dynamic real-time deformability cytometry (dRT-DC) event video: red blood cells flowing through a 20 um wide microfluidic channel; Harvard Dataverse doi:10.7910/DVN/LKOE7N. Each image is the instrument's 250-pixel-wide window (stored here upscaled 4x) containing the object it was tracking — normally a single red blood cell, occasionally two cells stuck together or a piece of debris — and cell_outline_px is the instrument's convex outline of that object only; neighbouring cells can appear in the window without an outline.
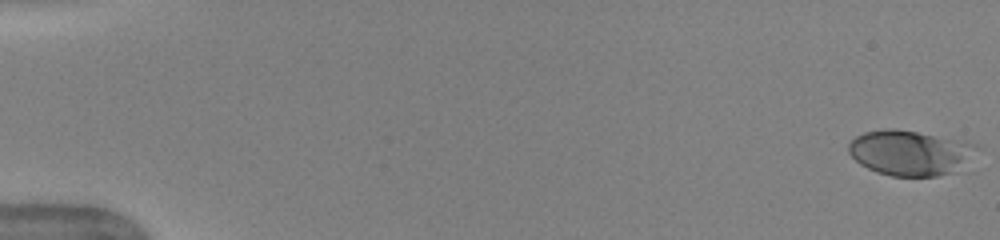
{"species": "human", "species_latin": "Homo sapiens", "temperature_condition": "warm", "stored_images_in_passage": 52, "camera_frame_rate_fps": 3000, "um_per_image_px": 0.085, "donor": {"sex": "female"}, "frame": {"image": 1, "passage_image": 1, "time_ms": 0.0, "image_size_px": [1000, 240], "cell_outline_px": [[984, 148], [964, 168], [952, 172], [936, 176], [892, 176], [876, 172], [860, 164], [848, 152], [848, 144], [856, 136], [864, 132], [884, 128], [896, 128], [964, 140], [980, 144]], "centroid_in_image_um": [77.48, 12.97], "position_along_channel_um": 7.5, "area_um2": 34.68}}
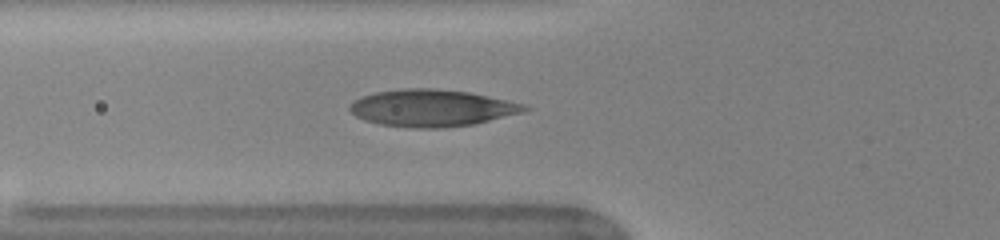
{"frame": {"image": 2, "passage_image": 20, "time_ms": 6.333, "image_size_px": [1000, 240], "cell_outline_px": [[532, 108], [520, 112], [472, 124], [444, 128], [412, 128], [380, 124], [364, 120], [356, 116], [348, 108], [356, 100], [364, 96], [376, 92], [404, 88], [432, 88], [468, 92], [508, 100], [524, 104]], "centroid_in_image_um": [36.69, 9.18], "position_along_channel_um": 89.1, "area_um2": 37.17}}
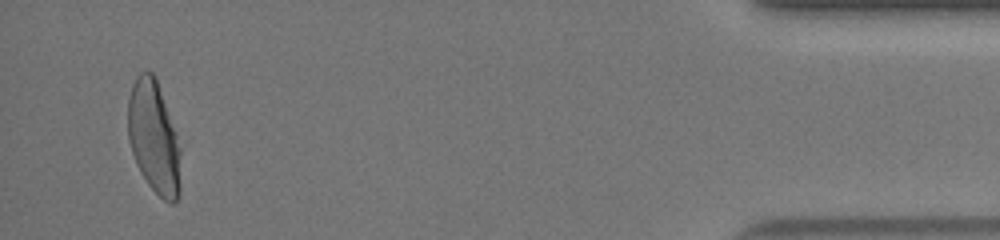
{"frame": {"image": 3, "passage_image": 50, "time_ms": 16.333, "image_size_px": [1000, 240], "cell_outline_px": [[180, 196], [172, 204], [164, 200], [148, 184], [140, 172], [136, 164], [128, 140], [128, 100], [132, 84], [136, 76], [140, 72], [152, 72], [156, 76], [180, 148]], "centroid_in_image_um": [13.06, 11.69], "position_along_channel_um": 422.1, "area_um2": 34.45}, "authors_computed_cell_mechanics": {"area_um2": 35.8938, "velocity_mm_per_s": 3.9844, "shape_relaxation_time_tau1_ms": 4.5832, "shape_relaxation_time_tau2_ms": null, "deformation_change_tau1": 0.1915, "deformation_change_tau2": null}}